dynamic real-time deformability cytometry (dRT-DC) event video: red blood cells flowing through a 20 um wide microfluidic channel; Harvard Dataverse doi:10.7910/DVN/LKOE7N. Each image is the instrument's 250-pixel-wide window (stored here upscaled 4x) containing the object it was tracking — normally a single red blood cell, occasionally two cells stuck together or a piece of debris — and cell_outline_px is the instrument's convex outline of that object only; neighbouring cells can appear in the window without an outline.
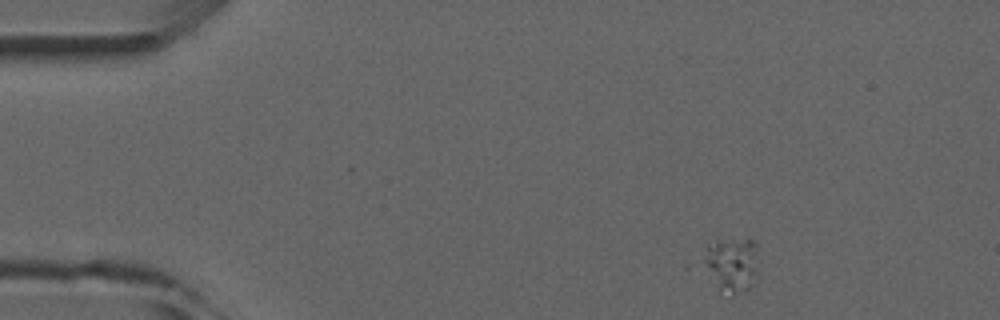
{"species": "common noctule bat (a hibernating species)", "species_latin": "Nyctalus noctula", "temperature_condition": "room temperature", "stored_images_in_passage": 4, "camera_frame_rate_fps": 3000, "um_per_image_px": 0.085, "animal": {"sex": "male", "forearm_length_mm": 52.5}, "frame": {"image": 1, "passage_image": 1, "time_ms": 0.0, "image_size_px": [1000, 320], "cell_outline_px": [[756, 284], [732, 296], [720, 296], [704, 264], [704, 244], [716, 240], [748, 236], [756, 240]], "centroid_in_image_um": [62.18, 22.46], "position_along_channel_um": 22.8, "area_um2": 18.55}}
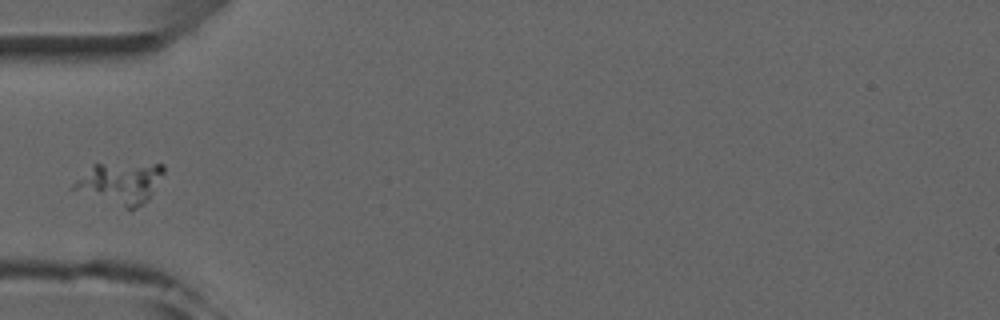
{"frame": {"image": 2, "passage_image": 4, "time_ms": 3.333, "image_size_px": [1000, 320], "cell_outline_px": [[164, 172], [148, 200], [144, 204], [136, 208], [128, 208], [68, 188], [92, 164], [164, 164]], "centroid_in_image_um": [10.22, 15.54], "position_along_channel_um": 74.8, "area_um2": 21.27}}